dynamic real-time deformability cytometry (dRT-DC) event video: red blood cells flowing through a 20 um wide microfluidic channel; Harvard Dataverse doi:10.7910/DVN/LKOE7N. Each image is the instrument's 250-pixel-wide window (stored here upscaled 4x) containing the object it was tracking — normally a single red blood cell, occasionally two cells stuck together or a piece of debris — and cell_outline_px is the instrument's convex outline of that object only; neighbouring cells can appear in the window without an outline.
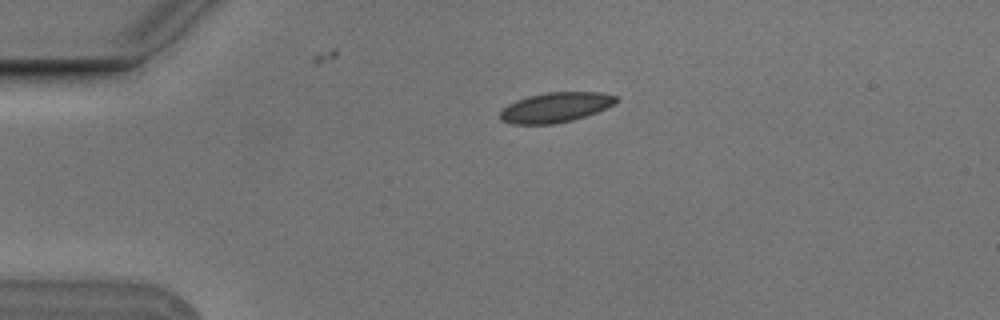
{"species": "Egyptian fruit bat (a non-hibernating species)", "species_latin": "Rousettus aegyptiacus", "temperature_condition": "cold", "stored_images_in_passage": 2, "camera_frame_rate_fps": 3000, "um_per_image_px": 0.085, "animal": {"sex": "male"}, "frame": {"image": 1, "passage_image": 1, "time_ms": 0.0, "image_size_px": [1000, 320], "cell_outline_px": [[620, 100], [596, 112], [572, 120], [556, 124], [512, 124], [500, 120], [500, 112], [508, 104], [516, 100], [528, 96], [548, 92], [600, 92], [616, 96]], "centroid_in_image_um": [47.19, 9.13], "position_along_channel_um": 37.8, "area_um2": 20.11}}